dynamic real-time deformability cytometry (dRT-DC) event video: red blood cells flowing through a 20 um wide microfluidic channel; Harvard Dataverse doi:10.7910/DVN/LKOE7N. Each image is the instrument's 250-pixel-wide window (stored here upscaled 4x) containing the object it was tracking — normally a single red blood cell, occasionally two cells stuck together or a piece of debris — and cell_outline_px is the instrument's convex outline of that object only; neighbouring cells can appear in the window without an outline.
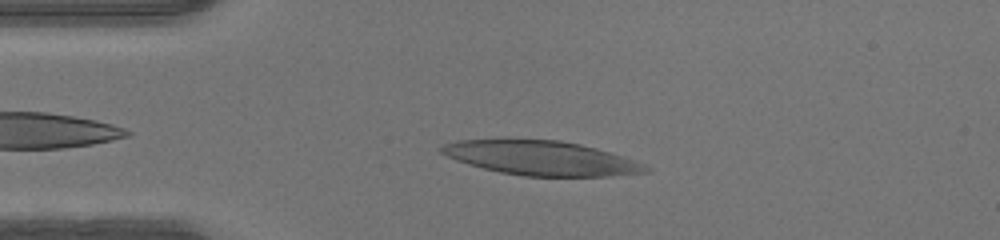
{"species": "human", "species_latin": "Homo sapiens", "temperature_condition": "warm", "stored_images_in_passage": 40, "camera_frame_rate_fps": 3000, "um_per_image_px": 0.085, "donor": {"sex": "male"}, "frame": {"image": 1, "passage_image": 4, "time_ms": 1.0, "image_size_px": [1000, 240], "cell_outline_px": [[652, 168], [648, 172], [608, 176], [524, 176], [500, 172], [468, 164], [456, 160], [440, 152], [436, 148], [444, 144], [456, 140], [508, 136], [560, 140], [580, 144], [596, 148], [624, 156], [644, 164]], "centroid_in_image_um": [45.91, 13.38], "position_along_channel_um": 39.1, "area_um2": 42.14}}
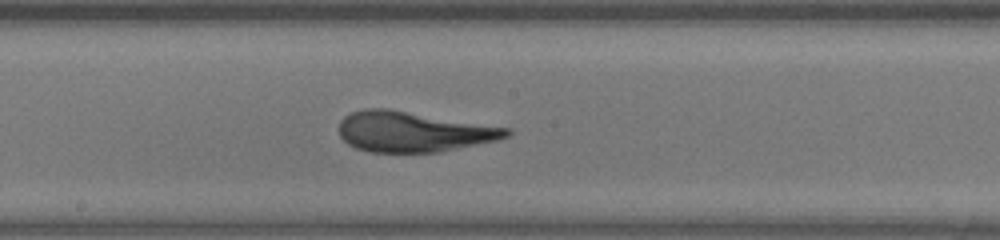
{"frame": {"image": 2, "passage_image": 18, "time_ms": 5.667, "image_size_px": [1000, 240], "cell_outline_px": [[512, 132], [508, 136], [500, 140], [440, 152], [368, 152], [356, 148], [348, 144], [340, 136], [340, 120], [344, 116], [352, 112], [364, 108], [388, 108], [512, 128]], "centroid_in_image_um": [35.16, 11.19], "position_along_channel_um": 213.0, "area_um2": 39.77}}
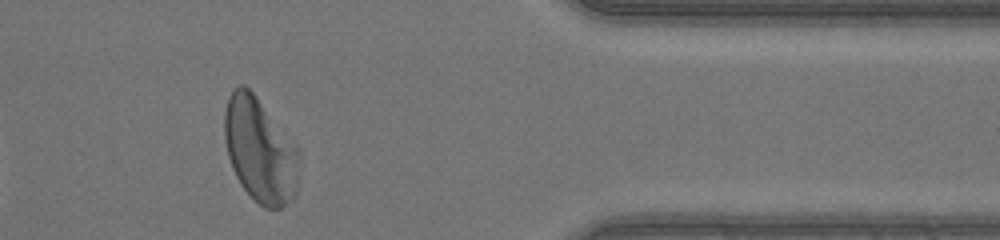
{"frame": {"image": 3, "passage_image": 32, "time_ms": 10.333, "image_size_px": [1000, 240], "cell_outline_px": [[300, 156], [296, 196], [292, 200], [280, 208], [264, 208], [240, 184], [232, 168], [228, 156], [224, 136], [224, 112], [228, 96], [240, 84], [244, 84], [256, 96], [300, 148]], "centroid_in_image_um": [22.12, 12.77], "position_along_channel_um": 389.3, "area_um2": 45.78}}